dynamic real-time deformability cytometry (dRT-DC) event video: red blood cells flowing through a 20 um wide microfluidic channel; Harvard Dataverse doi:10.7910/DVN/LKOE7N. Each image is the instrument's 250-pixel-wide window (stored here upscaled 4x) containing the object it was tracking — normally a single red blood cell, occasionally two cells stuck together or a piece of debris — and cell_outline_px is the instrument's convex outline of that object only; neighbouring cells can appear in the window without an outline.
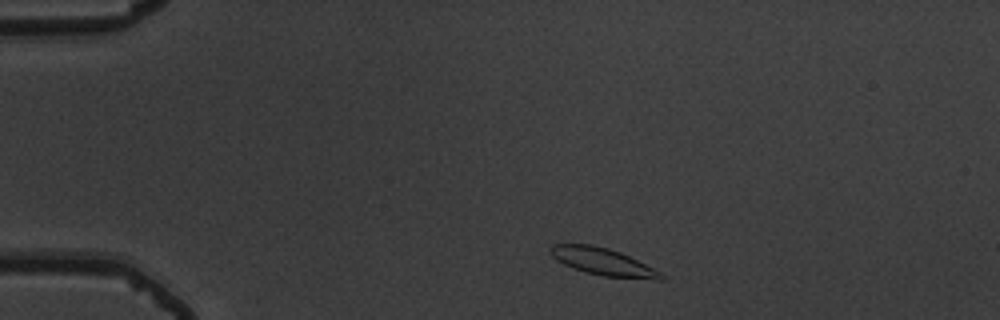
{"species": "common noctule bat (a hibernating species)", "species_latin": "Nyctalus noctula", "temperature_condition": "warm", "stored_images_in_passage": 46, "camera_frame_rate_fps": 3000, "um_per_image_px": 0.085, "animal": {"sex": "male", "body_mass_g": 19.5, "forearm_length_mm": 54.6}, "frame": {"image": 1, "passage_image": 2, "time_ms": 0.333, "image_size_px": [1000, 320], "cell_outline_px": [[664, 280], [656, 280], [604, 276], [584, 272], [572, 268], [556, 260], [548, 252], [548, 248], [552, 244], [592, 244], [608, 248], [620, 252], [660, 272], [664, 276]], "centroid_in_image_um": [51.19, 22.24], "position_along_channel_um": 33.8, "area_um2": 17.57}}
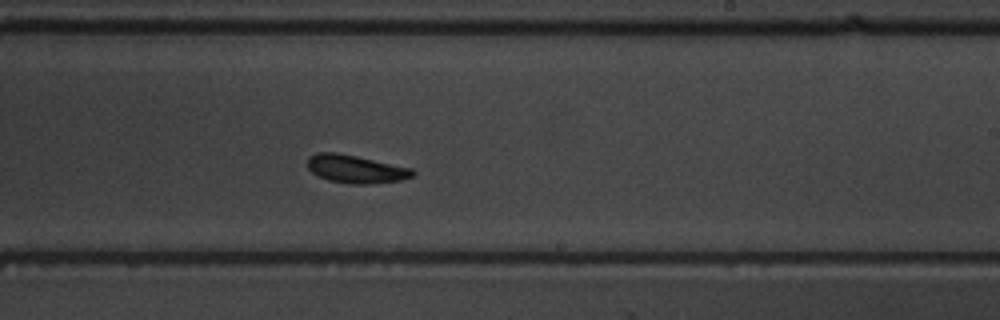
{"frame": {"image": 2, "passage_image": 25, "time_ms": 8.0, "image_size_px": [1000, 320], "cell_outline_px": [[416, 176], [400, 180], [368, 184], [352, 184], [328, 180], [312, 172], [308, 168], [308, 156], [320, 152], [336, 152], [356, 156], [412, 168], [416, 172]], "centroid_in_image_um": [30.27, 14.37], "position_along_channel_um": 258.7, "area_um2": 17.11}}
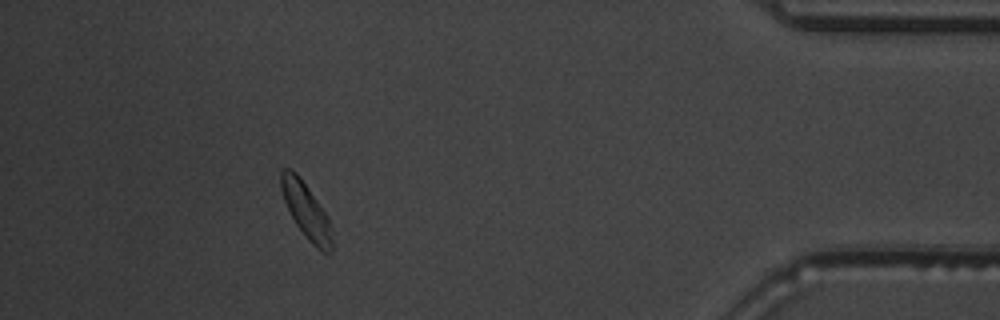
{"frame": {"image": 3, "passage_image": 41, "time_ms": 13.333, "image_size_px": [1000, 320], "cell_outline_px": [[332, 252], [320, 252], [308, 240], [296, 224], [284, 200], [280, 188], [280, 168], [292, 168], [300, 176], [328, 216], [332, 240]], "centroid_in_image_um": [26.01, 17.87], "position_along_channel_um": 409.2, "area_um2": 16.53}, "authors_computed_cell_mechanics": {"area_um2": 17.1666, "velocity_mm_per_s": 3.6945, "shape_relaxation_time_tau1_ms": 1.5504, "shape_relaxation_time_tau2_ms": 2.8899, "deformation_change_tau1": 0.069, "deformation_change_tau2": 0.0778}}